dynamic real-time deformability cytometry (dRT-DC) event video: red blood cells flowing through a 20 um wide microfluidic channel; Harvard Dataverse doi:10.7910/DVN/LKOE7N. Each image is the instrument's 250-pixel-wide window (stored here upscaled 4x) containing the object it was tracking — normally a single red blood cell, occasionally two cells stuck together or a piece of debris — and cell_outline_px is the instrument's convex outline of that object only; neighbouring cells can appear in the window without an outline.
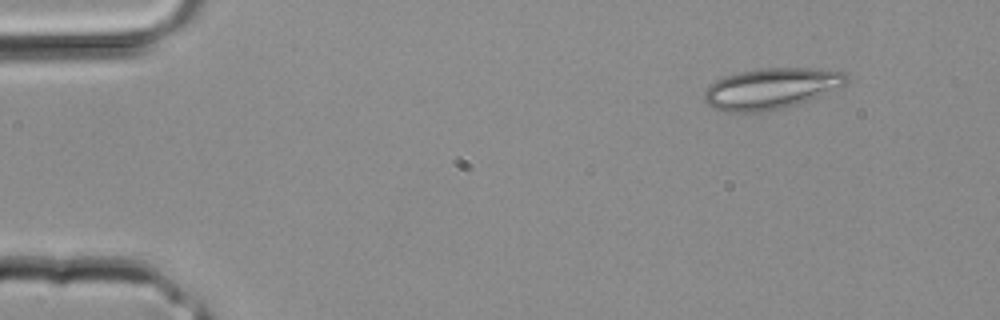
{"species": "common noctule bat (a hibernating species)", "species_latin": "Nyctalus noctula", "temperature_condition": "room temperature", "stored_images_in_passage": 3, "camera_frame_rate_fps": 3000, "um_per_image_px": 0.085, "animal": {"sex": "male", "body_mass_g": 20.4}, "frame": {"image": 1, "passage_image": 1, "time_ms": 0.0, "image_size_px": [1000, 320], "cell_outline_px": [[848, 80], [844, 84], [808, 100], [784, 108], [760, 112], [724, 112], [712, 108], [704, 100], [704, 92], [708, 84], [724, 76], [740, 72], [760, 68], [812, 68], [844, 72], [848, 76]], "centroid_in_image_um": [65.47, 7.53], "position_along_channel_um": 19.5, "area_um2": 33.76}}